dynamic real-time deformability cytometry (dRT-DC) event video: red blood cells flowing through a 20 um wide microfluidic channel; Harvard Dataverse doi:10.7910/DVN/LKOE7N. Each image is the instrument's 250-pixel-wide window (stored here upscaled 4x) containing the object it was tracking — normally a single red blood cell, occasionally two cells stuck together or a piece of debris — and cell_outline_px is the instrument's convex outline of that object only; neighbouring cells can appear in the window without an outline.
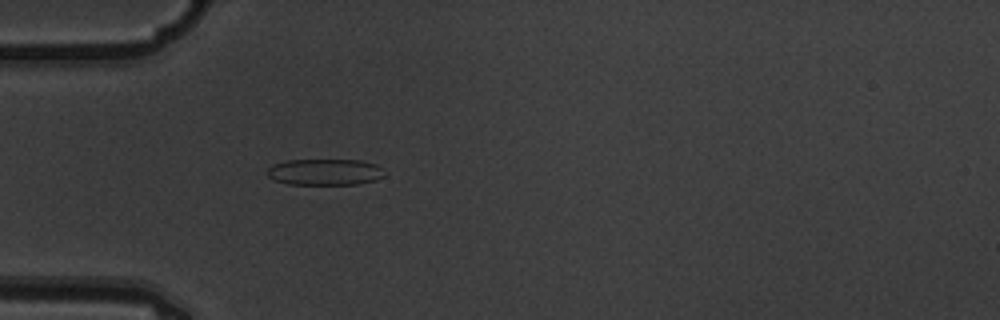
{"species": "common noctule bat (a hibernating species)", "species_latin": "Nyctalus noctula", "temperature_condition": "warm", "stored_images_in_passage": 5, "camera_frame_rate_fps": 3000, "um_per_image_px": 0.085, "animal": {"sex": "male", "body_mass_g": 19.5, "forearm_length_mm": 54.6}, "frame": {"image": 1, "passage_image": 5, "time_ms": 1.333, "image_size_px": [1000, 320], "cell_outline_px": [[388, 172], [384, 176], [376, 180], [360, 184], [288, 184], [276, 180], [268, 176], [268, 168], [272, 164], [288, 160], [360, 160], [376, 164], [384, 168]], "centroid_in_image_um": [27.69, 14.62], "position_along_channel_um": 57.3, "area_um2": 18.15}}